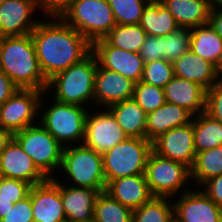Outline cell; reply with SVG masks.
<instances>
[{
	"instance_id": "7dc6e473",
	"label": "cell",
	"mask_w": 222,
	"mask_h": 222,
	"mask_svg": "<svg viewBox=\"0 0 222 222\" xmlns=\"http://www.w3.org/2000/svg\"><path fill=\"white\" fill-rule=\"evenodd\" d=\"M211 8H222V0H210Z\"/></svg>"
},
{
	"instance_id": "ba28073f",
	"label": "cell",
	"mask_w": 222,
	"mask_h": 222,
	"mask_svg": "<svg viewBox=\"0 0 222 222\" xmlns=\"http://www.w3.org/2000/svg\"><path fill=\"white\" fill-rule=\"evenodd\" d=\"M13 138L47 178L62 174L58 173V170L61 166L63 147L40 123L16 132Z\"/></svg>"
},
{
	"instance_id": "d6a6232c",
	"label": "cell",
	"mask_w": 222,
	"mask_h": 222,
	"mask_svg": "<svg viewBox=\"0 0 222 222\" xmlns=\"http://www.w3.org/2000/svg\"><path fill=\"white\" fill-rule=\"evenodd\" d=\"M151 0H107L118 25L139 24L143 10Z\"/></svg>"
},
{
	"instance_id": "5bb4252c",
	"label": "cell",
	"mask_w": 222,
	"mask_h": 222,
	"mask_svg": "<svg viewBox=\"0 0 222 222\" xmlns=\"http://www.w3.org/2000/svg\"><path fill=\"white\" fill-rule=\"evenodd\" d=\"M173 204L175 222H222V208L199 187L173 197Z\"/></svg>"
},
{
	"instance_id": "7bdbcfd3",
	"label": "cell",
	"mask_w": 222,
	"mask_h": 222,
	"mask_svg": "<svg viewBox=\"0 0 222 222\" xmlns=\"http://www.w3.org/2000/svg\"><path fill=\"white\" fill-rule=\"evenodd\" d=\"M19 87L0 70V105L7 101Z\"/></svg>"
},
{
	"instance_id": "d6986e66",
	"label": "cell",
	"mask_w": 222,
	"mask_h": 222,
	"mask_svg": "<svg viewBox=\"0 0 222 222\" xmlns=\"http://www.w3.org/2000/svg\"><path fill=\"white\" fill-rule=\"evenodd\" d=\"M105 192L132 210L139 208L154 197L149 190L145 175L113 179L106 184Z\"/></svg>"
},
{
	"instance_id": "484cf974",
	"label": "cell",
	"mask_w": 222,
	"mask_h": 222,
	"mask_svg": "<svg viewBox=\"0 0 222 222\" xmlns=\"http://www.w3.org/2000/svg\"><path fill=\"white\" fill-rule=\"evenodd\" d=\"M190 50L217 68L222 62V38L211 25L191 28Z\"/></svg>"
},
{
	"instance_id": "bcb514c9",
	"label": "cell",
	"mask_w": 222,
	"mask_h": 222,
	"mask_svg": "<svg viewBox=\"0 0 222 222\" xmlns=\"http://www.w3.org/2000/svg\"><path fill=\"white\" fill-rule=\"evenodd\" d=\"M14 205L13 202H11V199H8L6 197H0V219L6 215V213L12 208Z\"/></svg>"
},
{
	"instance_id": "f6af8a7d",
	"label": "cell",
	"mask_w": 222,
	"mask_h": 222,
	"mask_svg": "<svg viewBox=\"0 0 222 222\" xmlns=\"http://www.w3.org/2000/svg\"><path fill=\"white\" fill-rule=\"evenodd\" d=\"M13 135L0 126V155L5 149L6 144L11 140Z\"/></svg>"
},
{
	"instance_id": "3957f363",
	"label": "cell",
	"mask_w": 222,
	"mask_h": 222,
	"mask_svg": "<svg viewBox=\"0 0 222 222\" xmlns=\"http://www.w3.org/2000/svg\"><path fill=\"white\" fill-rule=\"evenodd\" d=\"M96 70L97 59L91 52L81 62L71 65L50 78L45 91L46 95H51L50 98L60 103L88 106V109H91L89 104L94 103ZM50 90L52 94H49Z\"/></svg>"
},
{
	"instance_id": "7a4b0ae2",
	"label": "cell",
	"mask_w": 222,
	"mask_h": 222,
	"mask_svg": "<svg viewBox=\"0 0 222 222\" xmlns=\"http://www.w3.org/2000/svg\"><path fill=\"white\" fill-rule=\"evenodd\" d=\"M0 70L21 89L46 91L31 33L0 37Z\"/></svg>"
},
{
	"instance_id": "e575fe53",
	"label": "cell",
	"mask_w": 222,
	"mask_h": 222,
	"mask_svg": "<svg viewBox=\"0 0 222 222\" xmlns=\"http://www.w3.org/2000/svg\"><path fill=\"white\" fill-rule=\"evenodd\" d=\"M191 29L178 27L165 36L162 59L174 62L190 49Z\"/></svg>"
},
{
	"instance_id": "b9f144b4",
	"label": "cell",
	"mask_w": 222,
	"mask_h": 222,
	"mask_svg": "<svg viewBox=\"0 0 222 222\" xmlns=\"http://www.w3.org/2000/svg\"><path fill=\"white\" fill-rule=\"evenodd\" d=\"M200 187L216 205L222 208V174L210 178Z\"/></svg>"
},
{
	"instance_id": "ab89813d",
	"label": "cell",
	"mask_w": 222,
	"mask_h": 222,
	"mask_svg": "<svg viewBox=\"0 0 222 222\" xmlns=\"http://www.w3.org/2000/svg\"><path fill=\"white\" fill-rule=\"evenodd\" d=\"M164 41V36L156 37L147 35L142 47L138 52L144 63L162 59Z\"/></svg>"
},
{
	"instance_id": "9a60e30c",
	"label": "cell",
	"mask_w": 222,
	"mask_h": 222,
	"mask_svg": "<svg viewBox=\"0 0 222 222\" xmlns=\"http://www.w3.org/2000/svg\"><path fill=\"white\" fill-rule=\"evenodd\" d=\"M37 0H5L0 5V37L30 34L40 19L37 14Z\"/></svg>"
},
{
	"instance_id": "c3c4849f",
	"label": "cell",
	"mask_w": 222,
	"mask_h": 222,
	"mask_svg": "<svg viewBox=\"0 0 222 222\" xmlns=\"http://www.w3.org/2000/svg\"><path fill=\"white\" fill-rule=\"evenodd\" d=\"M218 74H219L220 80H222V62H221V65L218 68Z\"/></svg>"
},
{
	"instance_id": "74e56055",
	"label": "cell",
	"mask_w": 222,
	"mask_h": 222,
	"mask_svg": "<svg viewBox=\"0 0 222 222\" xmlns=\"http://www.w3.org/2000/svg\"><path fill=\"white\" fill-rule=\"evenodd\" d=\"M205 113L222 123V80L206 90Z\"/></svg>"
},
{
	"instance_id": "83f0119b",
	"label": "cell",
	"mask_w": 222,
	"mask_h": 222,
	"mask_svg": "<svg viewBox=\"0 0 222 222\" xmlns=\"http://www.w3.org/2000/svg\"><path fill=\"white\" fill-rule=\"evenodd\" d=\"M196 153L222 146V123L203 112L193 116Z\"/></svg>"
},
{
	"instance_id": "277c9868",
	"label": "cell",
	"mask_w": 222,
	"mask_h": 222,
	"mask_svg": "<svg viewBox=\"0 0 222 222\" xmlns=\"http://www.w3.org/2000/svg\"><path fill=\"white\" fill-rule=\"evenodd\" d=\"M45 95L46 92H43L40 99L38 123H40L62 147L82 144L85 136L86 117L90 109L84 106L60 103L54 99H51L53 101L52 103L50 102L51 105H46L47 103H44V101H47L45 100L46 98H44ZM44 105L47 106L46 109L42 107Z\"/></svg>"
},
{
	"instance_id": "cb8c5ba5",
	"label": "cell",
	"mask_w": 222,
	"mask_h": 222,
	"mask_svg": "<svg viewBox=\"0 0 222 222\" xmlns=\"http://www.w3.org/2000/svg\"><path fill=\"white\" fill-rule=\"evenodd\" d=\"M173 15L179 27L194 28L208 24L210 0H159Z\"/></svg>"
},
{
	"instance_id": "4fadbf2b",
	"label": "cell",
	"mask_w": 222,
	"mask_h": 222,
	"mask_svg": "<svg viewBox=\"0 0 222 222\" xmlns=\"http://www.w3.org/2000/svg\"><path fill=\"white\" fill-rule=\"evenodd\" d=\"M92 53L101 67L115 71L135 83L141 81L144 62L138 52H128L100 39L92 44Z\"/></svg>"
},
{
	"instance_id": "5b68a950",
	"label": "cell",
	"mask_w": 222,
	"mask_h": 222,
	"mask_svg": "<svg viewBox=\"0 0 222 222\" xmlns=\"http://www.w3.org/2000/svg\"><path fill=\"white\" fill-rule=\"evenodd\" d=\"M60 171L63 174L66 173V176H64L65 178L60 175L54 177L58 182H63V179L65 182L66 179L68 185L72 187L94 188L98 192L105 191L106 180L102 154L83 144L63 147ZM72 183L75 185H71Z\"/></svg>"
},
{
	"instance_id": "d4e9b609",
	"label": "cell",
	"mask_w": 222,
	"mask_h": 222,
	"mask_svg": "<svg viewBox=\"0 0 222 222\" xmlns=\"http://www.w3.org/2000/svg\"><path fill=\"white\" fill-rule=\"evenodd\" d=\"M116 122L129 138H146L147 114L134 98L114 103L107 107Z\"/></svg>"
},
{
	"instance_id": "30bf717a",
	"label": "cell",
	"mask_w": 222,
	"mask_h": 222,
	"mask_svg": "<svg viewBox=\"0 0 222 222\" xmlns=\"http://www.w3.org/2000/svg\"><path fill=\"white\" fill-rule=\"evenodd\" d=\"M43 92L19 88L0 105V126L13 135L38 123L39 103Z\"/></svg>"
},
{
	"instance_id": "f35d334b",
	"label": "cell",
	"mask_w": 222,
	"mask_h": 222,
	"mask_svg": "<svg viewBox=\"0 0 222 222\" xmlns=\"http://www.w3.org/2000/svg\"><path fill=\"white\" fill-rule=\"evenodd\" d=\"M0 222H34L30 196L16 202Z\"/></svg>"
},
{
	"instance_id": "8992f818",
	"label": "cell",
	"mask_w": 222,
	"mask_h": 222,
	"mask_svg": "<svg viewBox=\"0 0 222 222\" xmlns=\"http://www.w3.org/2000/svg\"><path fill=\"white\" fill-rule=\"evenodd\" d=\"M152 142L146 138H129L102 154L106 184L131 175H145L152 152Z\"/></svg>"
},
{
	"instance_id": "681fc988",
	"label": "cell",
	"mask_w": 222,
	"mask_h": 222,
	"mask_svg": "<svg viewBox=\"0 0 222 222\" xmlns=\"http://www.w3.org/2000/svg\"><path fill=\"white\" fill-rule=\"evenodd\" d=\"M80 222H94V220L80 221Z\"/></svg>"
},
{
	"instance_id": "6da1fadb",
	"label": "cell",
	"mask_w": 222,
	"mask_h": 222,
	"mask_svg": "<svg viewBox=\"0 0 222 222\" xmlns=\"http://www.w3.org/2000/svg\"><path fill=\"white\" fill-rule=\"evenodd\" d=\"M44 20L40 19L31 36L40 70L48 81L86 58L92 52V44L62 18Z\"/></svg>"
},
{
	"instance_id": "7c38bea8",
	"label": "cell",
	"mask_w": 222,
	"mask_h": 222,
	"mask_svg": "<svg viewBox=\"0 0 222 222\" xmlns=\"http://www.w3.org/2000/svg\"><path fill=\"white\" fill-rule=\"evenodd\" d=\"M152 150L161 157L183 163L191 169L196 158L193 119L187 125L175 127L158 136L152 141Z\"/></svg>"
},
{
	"instance_id": "8fae6325",
	"label": "cell",
	"mask_w": 222,
	"mask_h": 222,
	"mask_svg": "<svg viewBox=\"0 0 222 222\" xmlns=\"http://www.w3.org/2000/svg\"><path fill=\"white\" fill-rule=\"evenodd\" d=\"M92 109L88 110L82 144L97 153L103 154L119 142L124 141L127 136L107 108L95 107ZM94 109H97V111ZM98 109L100 110L98 111Z\"/></svg>"
},
{
	"instance_id": "d590c367",
	"label": "cell",
	"mask_w": 222,
	"mask_h": 222,
	"mask_svg": "<svg viewBox=\"0 0 222 222\" xmlns=\"http://www.w3.org/2000/svg\"><path fill=\"white\" fill-rule=\"evenodd\" d=\"M174 77L173 63L160 59L144 63L141 81L163 88Z\"/></svg>"
},
{
	"instance_id": "f546056e",
	"label": "cell",
	"mask_w": 222,
	"mask_h": 222,
	"mask_svg": "<svg viewBox=\"0 0 222 222\" xmlns=\"http://www.w3.org/2000/svg\"><path fill=\"white\" fill-rule=\"evenodd\" d=\"M133 210L122 205L105 191L99 192L93 211L94 222H132Z\"/></svg>"
},
{
	"instance_id": "603a6c76",
	"label": "cell",
	"mask_w": 222,
	"mask_h": 222,
	"mask_svg": "<svg viewBox=\"0 0 222 222\" xmlns=\"http://www.w3.org/2000/svg\"><path fill=\"white\" fill-rule=\"evenodd\" d=\"M193 115L176 104L166 102L155 111L147 113L146 139L151 142L161 134L192 122Z\"/></svg>"
},
{
	"instance_id": "9c48e42d",
	"label": "cell",
	"mask_w": 222,
	"mask_h": 222,
	"mask_svg": "<svg viewBox=\"0 0 222 222\" xmlns=\"http://www.w3.org/2000/svg\"><path fill=\"white\" fill-rule=\"evenodd\" d=\"M145 176L154 197L173 198L190 190L186 186L191 181V169L183 163L161 157L154 151L148 157Z\"/></svg>"
},
{
	"instance_id": "e0dca14e",
	"label": "cell",
	"mask_w": 222,
	"mask_h": 222,
	"mask_svg": "<svg viewBox=\"0 0 222 222\" xmlns=\"http://www.w3.org/2000/svg\"><path fill=\"white\" fill-rule=\"evenodd\" d=\"M0 176L23 180L32 186L48 179L13 137L0 155Z\"/></svg>"
},
{
	"instance_id": "4dcf8cb0",
	"label": "cell",
	"mask_w": 222,
	"mask_h": 222,
	"mask_svg": "<svg viewBox=\"0 0 222 222\" xmlns=\"http://www.w3.org/2000/svg\"><path fill=\"white\" fill-rule=\"evenodd\" d=\"M172 199V200H171ZM174 204L170 197H153L133 210L132 222H174Z\"/></svg>"
},
{
	"instance_id": "7402d4cb",
	"label": "cell",
	"mask_w": 222,
	"mask_h": 222,
	"mask_svg": "<svg viewBox=\"0 0 222 222\" xmlns=\"http://www.w3.org/2000/svg\"><path fill=\"white\" fill-rule=\"evenodd\" d=\"M174 76L195 82L208 90L220 80L218 68L190 49L173 62Z\"/></svg>"
},
{
	"instance_id": "1f68e13d",
	"label": "cell",
	"mask_w": 222,
	"mask_h": 222,
	"mask_svg": "<svg viewBox=\"0 0 222 222\" xmlns=\"http://www.w3.org/2000/svg\"><path fill=\"white\" fill-rule=\"evenodd\" d=\"M147 33L140 24H116L104 38L111 46L118 47L128 52H139Z\"/></svg>"
},
{
	"instance_id": "52a82bcc",
	"label": "cell",
	"mask_w": 222,
	"mask_h": 222,
	"mask_svg": "<svg viewBox=\"0 0 222 222\" xmlns=\"http://www.w3.org/2000/svg\"><path fill=\"white\" fill-rule=\"evenodd\" d=\"M61 18L91 44L104 39L116 25L107 0H75Z\"/></svg>"
},
{
	"instance_id": "ee69618b",
	"label": "cell",
	"mask_w": 222,
	"mask_h": 222,
	"mask_svg": "<svg viewBox=\"0 0 222 222\" xmlns=\"http://www.w3.org/2000/svg\"><path fill=\"white\" fill-rule=\"evenodd\" d=\"M208 23L222 38V8H211L210 18Z\"/></svg>"
},
{
	"instance_id": "f1b7e54d",
	"label": "cell",
	"mask_w": 222,
	"mask_h": 222,
	"mask_svg": "<svg viewBox=\"0 0 222 222\" xmlns=\"http://www.w3.org/2000/svg\"><path fill=\"white\" fill-rule=\"evenodd\" d=\"M222 174V146L196 153L191 168V180L200 186L212 177Z\"/></svg>"
},
{
	"instance_id": "ac0fdd59",
	"label": "cell",
	"mask_w": 222,
	"mask_h": 222,
	"mask_svg": "<svg viewBox=\"0 0 222 222\" xmlns=\"http://www.w3.org/2000/svg\"><path fill=\"white\" fill-rule=\"evenodd\" d=\"M135 82L123 75L101 67L97 62L93 107L110 105L133 98ZM99 105V106H98Z\"/></svg>"
},
{
	"instance_id": "44dd1931",
	"label": "cell",
	"mask_w": 222,
	"mask_h": 222,
	"mask_svg": "<svg viewBox=\"0 0 222 222\" xmlns=\"http://www.w3.org/2000/svg\"><path fill=\"white\" fill-rule=\"evenodd\" d=\"M66 184L60 182V194L67 222L93 220L94 202L99 192L94 188L72 187Z\"/></svg>"
},
{
	"instance_id": "ffe728a7",
	"label": "cell",
	"mask_w": 222,
	"mask_h": 222,
	"mask_svg": "<svg viewBox=\"0 0 222 222\" xmlns=\"http://www.w3.org/2000/svg\"><path fill=\"white\" fill-rule=\"evenodd\" d=\"M164 93L166 102L185 108L193 116L205 112L206 89L195 82L174 76Z\"/></svg>"
},
{
	"instance_id": "4316f807",
	"label": "cell",
	"mask_w": 222,
	"mask_h": 222,
	"mask_svg": "<svg viewBox=\"0 0 222 222\" xmlns=\"http://www.w3.org/2000/svg\"><path fill=\"white\" fill-rule=\"evenodd\" d=\"M140 26L147 35L166 36L179 26L167 7L159 0H151L143 10Z\"/></svg>"
},
{
	"instance_id": "2e32d148",
	"label": "cell",
	"mask_w": 222,
	"mask_h": 222,
	"mask_svg": "<svg viewBox=\"0 0 222 222\" xmlns=\"http://www.w3.org/2000/svg\"><path fill=\"white\" fill-rule=\"evenodd\" d=\"M34 222H67L60 194V182L48 178L29 192Z\"/></svg>"
},
{
	"instance_id": "60d3db41",
	"label": "cell",
	"mask_w": 222,
	"mask_h": 222,
	"mask_svg": "<svg viewBox=\"0 0 222 222\" xmlns=\"http://www.w3.org/2000/svg\"><path fill=\"white\" fill-rule=\"evenodd\" d=\"M38 9L43 14L41 17L48 18L58 17L61 18L63 14L70 8L75 0H37Z\"/></svg>"
},
{
	"instance_id": "8d00e7d4",
	"label": "cell",
	"mask_w": 222,
	"mask_h": 222,
	"mask_svg": "<svg viewBox=\"0 0 222 222\" xmlns=\"http://www.w3.org/2000/svg\"><path fill=\"white\" fill-rule=\"evenodd\" d=\"M32 185L18 179H9L0 176V197L11 199L14 204L29 196Z\"/></svg>"
},
{
	"instance_id": "836d02e7",
	"label": "cell",
	"mask_w": 222,
	"mask_h": 222,
	"mask_svg": "<svg viewBox=\"0 0 222 222\" xmlns=\"http://www.w3.org/2000/svg\"><path fill=\"white\" fill-rule=\"evenodd\" d=\"M133 98L146 114L166 103L164 89L144 81L135 83Z\"/></svg>"
}]
</instances>
